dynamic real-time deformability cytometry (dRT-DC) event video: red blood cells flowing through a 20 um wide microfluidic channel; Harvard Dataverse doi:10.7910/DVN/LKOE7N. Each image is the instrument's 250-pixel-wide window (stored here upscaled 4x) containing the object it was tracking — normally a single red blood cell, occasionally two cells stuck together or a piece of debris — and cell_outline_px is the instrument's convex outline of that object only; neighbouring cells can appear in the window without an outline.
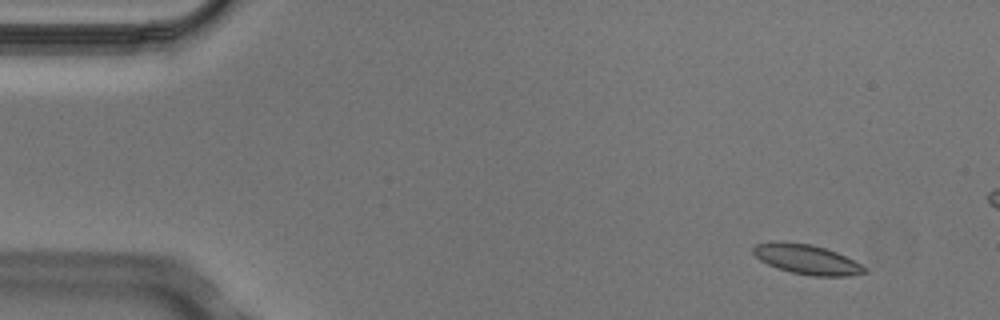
{"species": "Egyptian fruit bat (a non-hibernating species)", "species_latin": "Rousettus aegyptiacus", "temperature_condition": "cold", "stored_images_in_passage": 5, "camera_frame_rate_fps": 3000, "um_per_image_px": 0.085, "animal": {"sex": "male"}, "frame": {"image": 1, "passage_image": 2, "time_ms": 0.333, "image_size_px": [1000, 320], "cell_outline_px": [[868, 272], [852, 276], [812, 276], [792, 272], [776, 268], [760, 260], [752, 252], [752, 248], [756, 244], [772, 240], [812, 244], [836, 252], [868, 268]], "centroid_in_image_um": [68.56, 22.04], "position_along_channel_um": 16.4, "area_um2": 19.42}}